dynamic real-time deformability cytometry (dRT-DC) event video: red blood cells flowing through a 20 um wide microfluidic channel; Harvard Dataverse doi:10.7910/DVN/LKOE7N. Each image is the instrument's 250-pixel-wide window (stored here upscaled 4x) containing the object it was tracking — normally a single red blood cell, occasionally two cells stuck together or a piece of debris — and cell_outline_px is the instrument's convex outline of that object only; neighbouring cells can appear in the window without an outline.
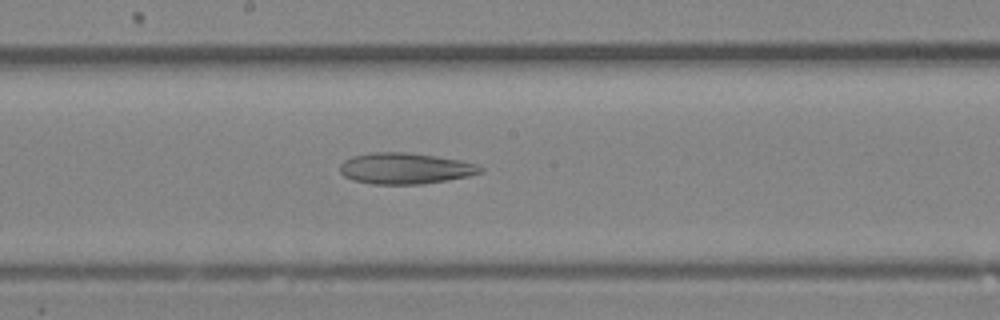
{"species": "Egyptian fruit bat (a non-hibernating species)", "species_latin": "Rousettus aegyptiacus", "temperature_condition": "room temperature", "stored_images_in_passage": 32, "camera_frame_rate_fps": 3000, "um_per_image_px": 0.085, "animal": {"sex": "female"}, "frame": {"image": 1, "passage_image": 17, "time_ms": 5.333, "image_size_px": [1000, 320], "cell_outline_px": [[484, 172], [468, 176], [448, 180], [420, 184], [372, 184], [352, 180], [344, 176], [340, 172], [340, 164], [344, 160], [352, 156], [372, 152], [408, 152], [436, 156], [460, 160], [476, 164], [484, 168]], "centroid_in_image_um": [34.44, 14.31], "position_along_channel_um": 213.8, "area_um2": 25.61}}
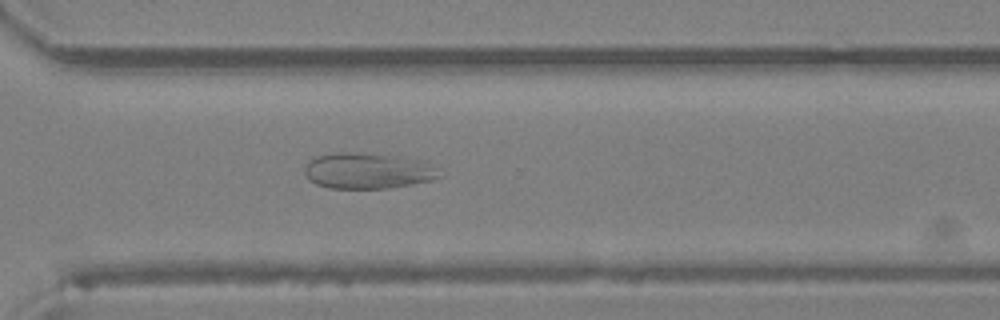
{"frame": {"image": 2, "passage_image": 23, "time_ms": 7.333, "image_size_px": [1000, 320], "cell_outline_px": [[444, 176], [432, 180], [392, 188], [328, 188], [316, 184], [308, 180], [304, 176], [304, 164], [308, 160], [316, 156], [336, 152], [352, 152], [388, 156], [416, 160], [432, 164]], "centroid_in_image_um": [31.2, 14.53], "position_along_channel_um": 339.4, "area_um2": 28.21}}
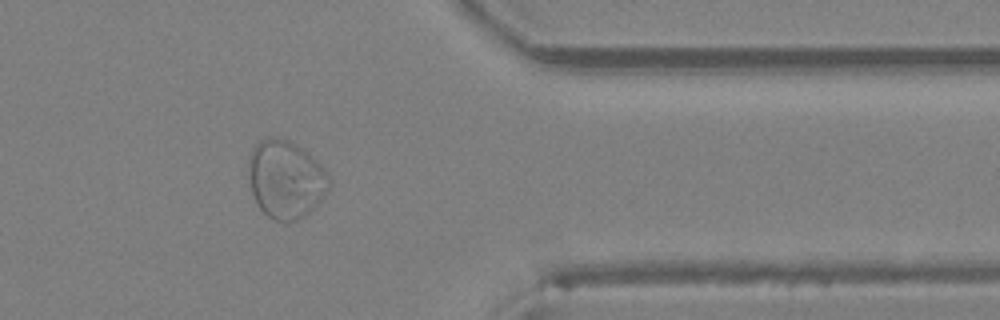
{"frame": {"image": 3, "passage_image": 26, "time_ms": 8.333, "image_size_px": [1000, 320], "cell_outline_px": [[332, 184], [324, 196], [304, 216], [296, 220], [272, 220], [256, 204], [252, 192], [248, 176], [248, 160], [252, 148], [260, 140], [268, 136], [276, 136], [288, 140], [308, 152], [324, 168], [332, 180]], "centroid_in_image_um": [24.28, 15.21], "position_along_channel_um": 387.1, "area_um2": 36.82}}